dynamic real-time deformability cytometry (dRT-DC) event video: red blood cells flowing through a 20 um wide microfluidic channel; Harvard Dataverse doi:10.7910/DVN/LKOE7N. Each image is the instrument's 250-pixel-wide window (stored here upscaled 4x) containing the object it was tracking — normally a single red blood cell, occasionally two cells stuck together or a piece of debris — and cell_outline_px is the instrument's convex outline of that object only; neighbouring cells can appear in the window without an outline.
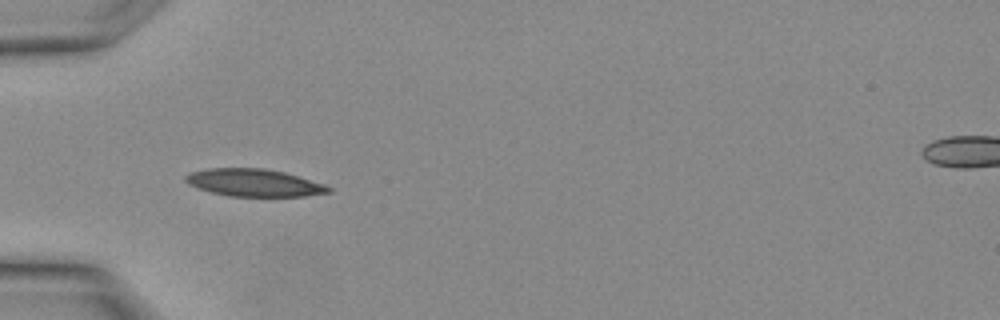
{"species": "Egyptian fruit bat (a non-hibernating species)", "species_latin": "Rousettus aegyptiacus", "temperature_condition": "warm", "stored_images_in_passage": 21, "camera_frame_rate_fps": 3000, "um_per_image_px": 0.085, "animal": {"sex": "female"}, "frame": {"image": 1, "passage_image": 10, "time_ms": 3.0, "image_size_px": [1000, 320], "cell_outline_px": [[332, 192], [304, 196], [228, 196], [212, 192], [188, 184], [184, 180], [184, 176], [188, 172], [208, 168], [264, 168], [284, 172], [324, 184], [332, 188]], "centroid_in_image_um": [21.57, 15.52], "position_along_channel_um": 63.4, "area_um2": 22.83}}
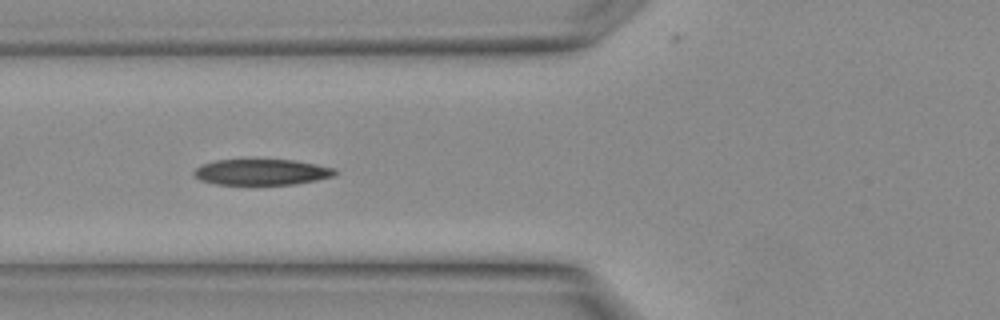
{"frame": {"image": 2, "passage_image": 12, "time_ms": 3.667, "image_size_px": [1000, 320], "cell_outline_px": [[336, 172], [332, 176], [316, 180], [296, 184], [216, 184], [200, 180], [192, 176], [192, 172], [200, 164], [216, 160], [252, 156], [296, 160], [336, 168]], "centroid_in_image_um": [22.17, 14.56], "position_along_channel_um": 103.6, "area_um2": 22.43}}